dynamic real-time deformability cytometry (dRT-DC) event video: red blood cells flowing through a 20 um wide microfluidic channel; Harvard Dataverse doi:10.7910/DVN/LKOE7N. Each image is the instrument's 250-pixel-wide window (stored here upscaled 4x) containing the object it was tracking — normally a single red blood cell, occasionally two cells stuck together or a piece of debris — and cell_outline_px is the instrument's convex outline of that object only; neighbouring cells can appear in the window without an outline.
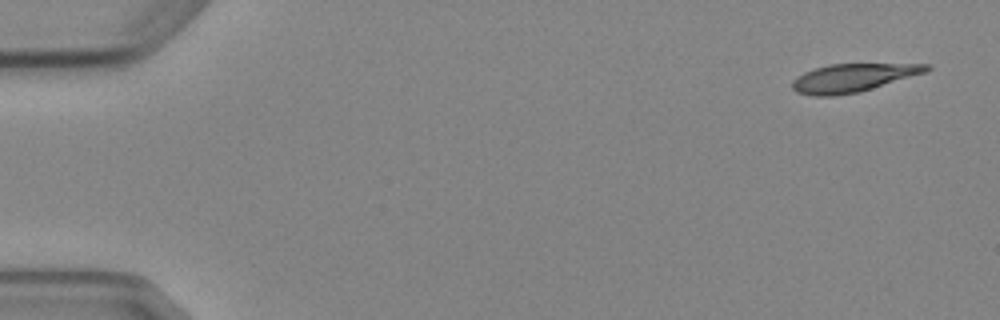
{"species": "Egyptian fruit bat (a non-hibernating species)", "species_latin": "Rousettus aegyptiacus", "temperature_condition": "cold", "stored_images_in_passage": 6, "camera_frame_rate_fps": 3000, "um_per_image_px": 0.085, "animal": {"sex": "female"}, "frame": {"image": 1, "passage_image": 1, "time_ms": 0.0, "image_size_px": [1000, 320], "cell_outline_px": [[932, 68], [928, 72], [872, 88], [856, 92], [832, 96], [812, 96], [796, 92], [792, 88], [792, 80], [796, 76], [804, 72], [828, 64], [932, 64]], "centroid_in_image_um": [72.5, 6.61], "position_along_channel_um": 12.5, "area_um2": 22.02}}
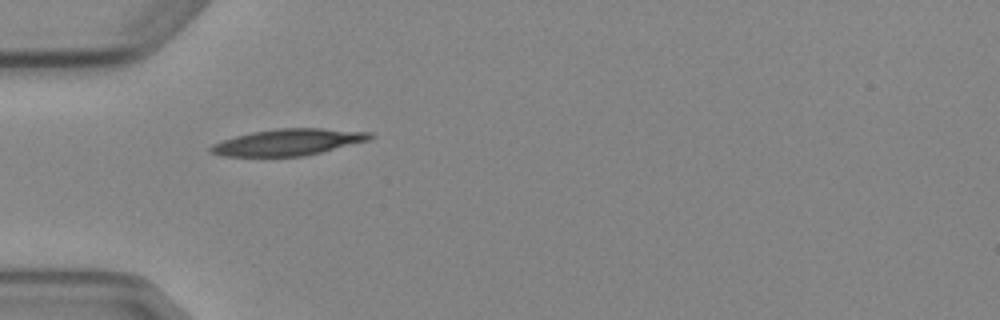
{"frame": {"image": 2, "passage_image": 5, "time_ms": 4.667, "image_size_px": [1000, 320], "cell_outline_px": [[376, 136], [368, 140], [304, 156], [224, 156], [208, 152], [208, 148], [212, 144], [236, 136], [252, 132], [276, 128], [320, 128], [372, 132]], "centroid_in_image_um": [24.48, 12.08], "position_along_channel_um": 60.5, "area_um2": 24.45}}
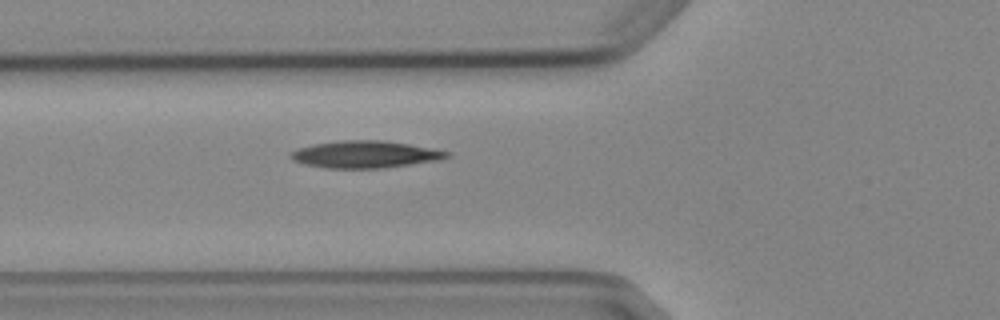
{"frame": {"image": 3, "passage_image": 6, "time_ms": 5.667, "image_size_px": [1000, 320], "cell_outline_px": [[452, 156], [440, 160], [384, 168], [324, 168], [304, 164], [292, 160], [288, 156], [292, 152], [300, 148], [312, 144], [340, 140], [380, 140], [408, 144], [452, 152]], "centroid_in_image_um": [31.05, 13.13], "position_along_channel_um": 94.7, "area_um2": 24.74}}